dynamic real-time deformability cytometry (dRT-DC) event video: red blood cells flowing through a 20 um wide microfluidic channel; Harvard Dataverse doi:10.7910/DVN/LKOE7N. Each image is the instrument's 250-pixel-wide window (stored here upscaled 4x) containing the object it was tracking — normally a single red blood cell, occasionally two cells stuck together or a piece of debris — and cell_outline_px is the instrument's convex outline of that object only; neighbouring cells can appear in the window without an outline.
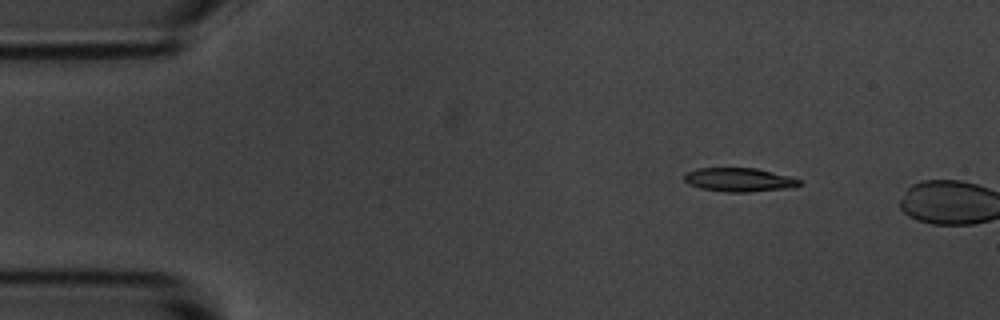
{"species": "common noctule bat (a hibernating species)", "species_latin": "Nyctalus noctula", "temperature_condition": "room temperature", "stored_images_in_passage": 2, "camera_frame_rate_fps": 3000, "um_per_image_px": 0.085, "animal": {"sex": "male", "body_mass_g": 20.1, "forearm_length_mm": 53.5}, "frame": {"image": 1, "passage_image": 1, "time_ms": 0.0, "image_size_px": [1000, 320], "cell_outline_px": [[804, 184], [792, 188], [748, 192], [728, 192], [700, 188], [688, 184], [684, 180], [684, 172], [696, 168], [756, 168], [788, 176], [800, 180]], "centroid_in_image_um": [62.81, 15.28], "position_along_channel_um": 22.2, "area_um2": 16.07}}